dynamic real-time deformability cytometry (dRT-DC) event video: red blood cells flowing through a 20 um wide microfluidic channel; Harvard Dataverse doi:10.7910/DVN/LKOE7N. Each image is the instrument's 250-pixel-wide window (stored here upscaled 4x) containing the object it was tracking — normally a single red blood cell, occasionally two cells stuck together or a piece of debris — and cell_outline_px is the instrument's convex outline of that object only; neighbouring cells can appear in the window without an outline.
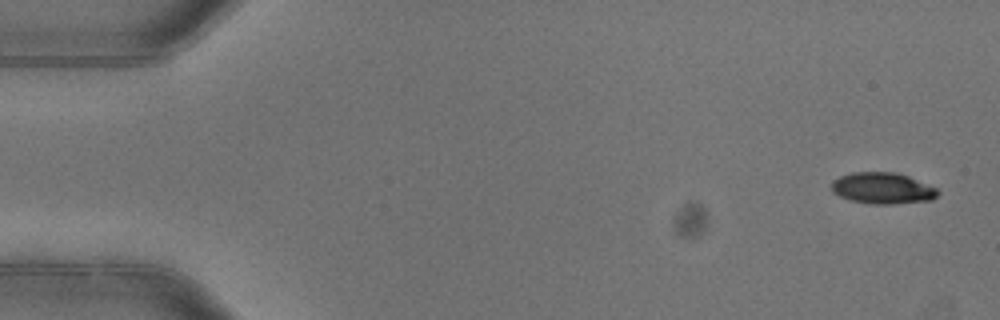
{"species": "common noctule bat (a hibernating species)", "species_latin": "Nyctalus noctula", "temperature_condition": "warm", "stored_images_in_passage": 4, "camera_frame_rate_fps": 3000, "um_per_image_px": 0.085, "animal": {"sex": "female"}, "frame": {"image": 1, "passage_image": 1, "time_ms": 0.0, "image_size_px": [1000, 320], "cell_outline_px": [[940, 192], [932, 200], [888, 204], [872, 204], [848, 200], [832, 192], [832, 180], [840, 176], [852, 172], [896, 172], [908, 176], [936, 188]], "centroid_in_image_um": [74.99, 16.0], "position_along_channel_um": 10.0, "area_um2": 19.36}}
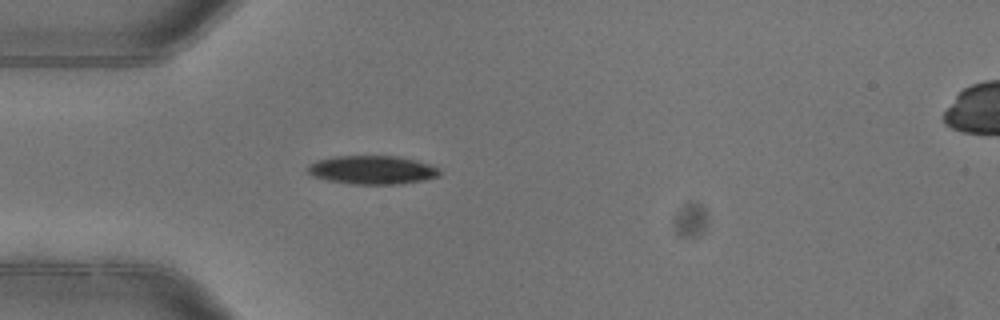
{"frame": {"image": 2, "passage_image": 4, "time_ms": 1.0, "image_size_px": [1000, 320], "cell_outline_px": [[440, 176], [424, 180], [400, 184], [352, 184], [328, 180], [312, 176], [308, 172], [308, 168], [316, 160], [332, 156], [396, 156], [416, 160], [440, 168]], "centroid_in_image_um": [31.66, 14.44], "position_along_channel_um": 53.3, "area_um2": 21.96}}